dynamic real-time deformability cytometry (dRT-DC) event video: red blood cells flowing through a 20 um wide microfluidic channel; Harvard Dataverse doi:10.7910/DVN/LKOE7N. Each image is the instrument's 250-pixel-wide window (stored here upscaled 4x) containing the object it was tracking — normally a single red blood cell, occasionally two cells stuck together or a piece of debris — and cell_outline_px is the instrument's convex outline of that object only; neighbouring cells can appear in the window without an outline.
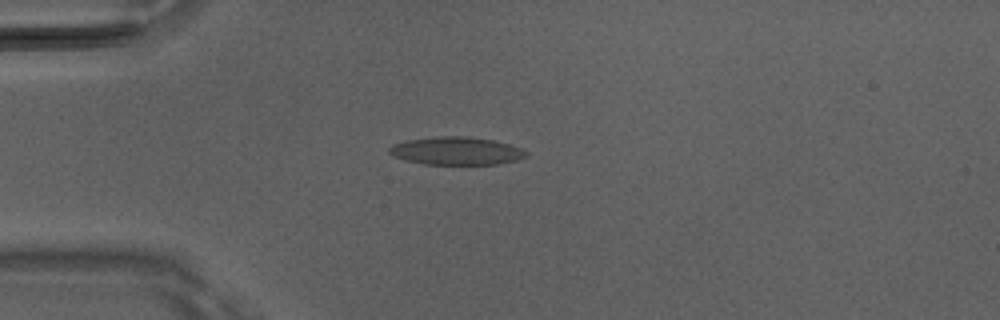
{"species": "Egyptian fruit bat (a non-hibernating species)", "species_latin": "Rousettus aegyptiacus", "temperature_condition": "room temperature", "stored_images_in_passage": 2, "camera_frame_rate_fps": 3000, "um_per_image_px": 0.085, "animal": {"sex": "male"}, "frame": {"image": 1, "passage_image": 2, "time_ms": 0.333, "image_size_px": [1000, 320], "cell_outline_px": [[528, 156], [516, 160], [496, 164], [424, 164], [392, 156], [388, 152], [388, 148], [392, 144], [408, 140], [436, 136], [464, 136], [492, 140], [508, 144], [520, 148], [528, 152]], "centroid_in_image_um": [38.77, 12.82], "position_along_channel_um": 46.2, "area_um2": 22.14}}